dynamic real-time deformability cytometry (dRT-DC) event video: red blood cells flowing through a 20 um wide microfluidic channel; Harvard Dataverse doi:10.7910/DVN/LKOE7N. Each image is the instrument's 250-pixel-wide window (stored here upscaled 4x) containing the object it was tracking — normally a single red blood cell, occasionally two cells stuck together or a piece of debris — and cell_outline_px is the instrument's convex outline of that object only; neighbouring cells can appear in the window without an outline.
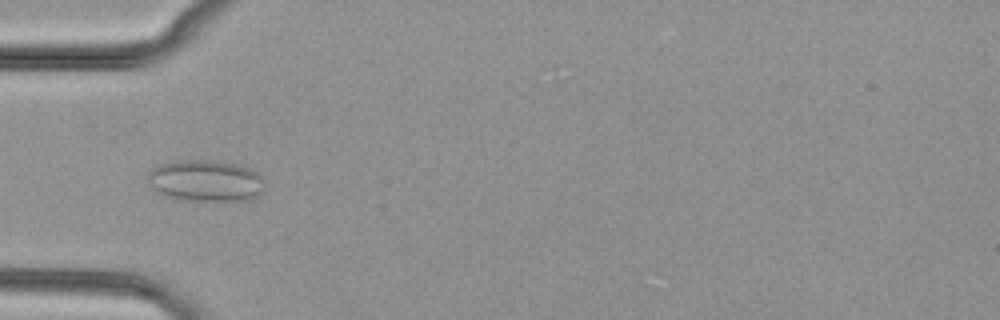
{"species": "common noctule bat (a hibernating species)", "species_latin": "Nyctalus noctula", "temperature_condition": "cold", "stored_images_in_passage": 36, "camera_frame_rate_fps": 3000, "um_per_image_px": 0.085, "animal": {"sex": "female", "body_mass_g": 29.2, "forearm_length_mm": 56.3}, "frame": {"image": 1, "passage_image": 2, "time_ms": 0.333, "image_size_px": [1000, 320], "cell_outline_px": [[264, 192], [252, 200], [180, 200], [168, 196], [152, 188], [148, 180], [148, 172], [152, 168], [160, 164], [176, 160], [208, 160], [236, 164], [248, 168], [256, 172], [260, 176], [264, 188]], "centroid_in_image_um": [17.48, 15.36], "position_along_channel_um": 67.5, "area_um2": 28.21}}
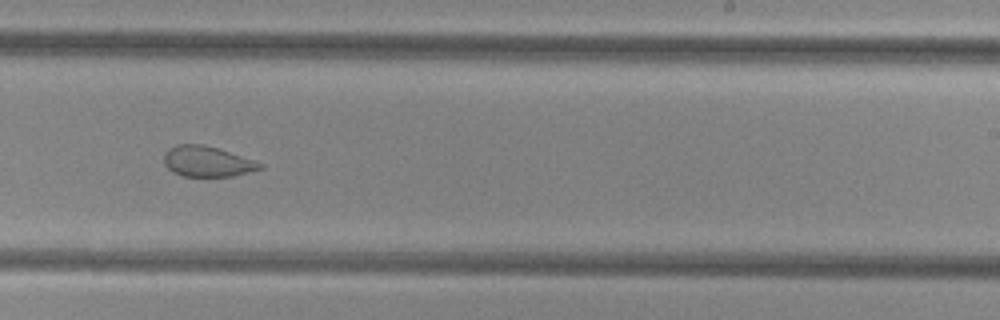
{"frame": {"image": 2, "passage_image": 17, "time_ms": 5.333, "image_size_px": [1000, 320], "cell_outline_px": [[264, 168], [232, 176], [184, 176], [172, 172], [164, 164], [164, 152], [168, 148], [176, 144], [204, 144], [264, 164]], "centroid_in_image_um": [17.56, 13.72], "position_along_channel_um": 271.4, "area_um2": 16.94}}
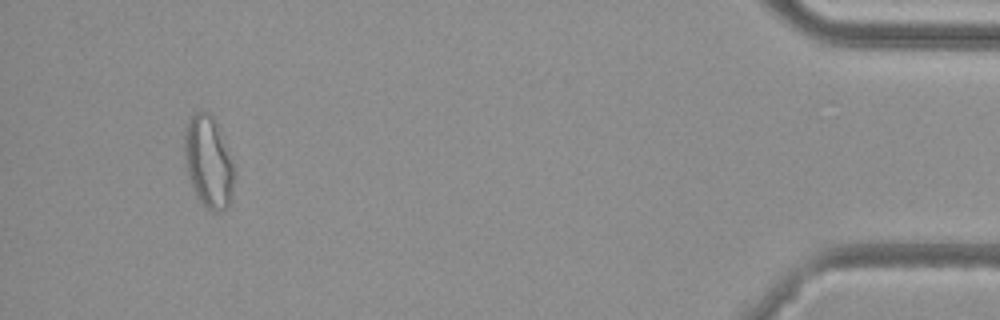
{"frame": {"image": 3, "passage_image": 33, "time_ms": 10.667, "image_size_px": [1000, 320], "cell_outline_px": [[236, 172], [232, 196], [224, 212], [212, 212], [196, 196], [188, 176], [184, 164], [184, 136], [188, 124], [192, 116], [196, 112], [208, 112], [216, 120], [220, 128], [236, 168]], "centroid_in_image_um": [17.76, 13.79], "position_along_channel_um": 417.4, "area_um2": 27.11}}